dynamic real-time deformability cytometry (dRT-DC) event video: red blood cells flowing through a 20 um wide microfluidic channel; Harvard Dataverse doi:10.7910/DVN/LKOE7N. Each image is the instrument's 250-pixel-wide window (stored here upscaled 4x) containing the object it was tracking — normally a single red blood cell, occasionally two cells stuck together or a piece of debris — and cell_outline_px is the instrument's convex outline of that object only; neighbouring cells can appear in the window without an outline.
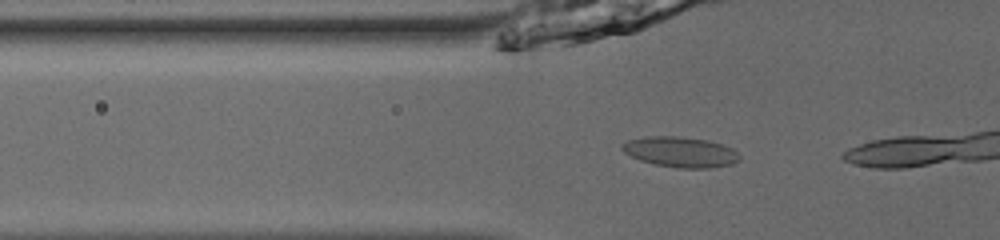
{"species": "common noctule bat (a hibernating species)", "species_latin": "Nyctalus noctula", "temperature_condition": "room temperature", "stored_images_in_passage": 7, "camera_frame_rate_fps": 3000, "um_per_image_px": 0.085, "animal": {"sex": "male", "body_mass_g": 13.0, "forearm_length_mm": 53.1}, "frame": {"image": 1, "passage_image": 5, "time_ms": 1.333, "image_size_px": [1000, 240], "cell_outline_px": [[740, 160], [732, 164], [708, 168], [676, 168], [656, 164], [640, 160], [624, 152], [620, 148], [620, 144], [628, 140], [648, 136], [676, 136], [708, 140], [732, 148], [740, 156]], "centroid_in_image_um": [57.82, 12.92], "position_along_channel_um": 68.0, "area_um2": 20.75}}